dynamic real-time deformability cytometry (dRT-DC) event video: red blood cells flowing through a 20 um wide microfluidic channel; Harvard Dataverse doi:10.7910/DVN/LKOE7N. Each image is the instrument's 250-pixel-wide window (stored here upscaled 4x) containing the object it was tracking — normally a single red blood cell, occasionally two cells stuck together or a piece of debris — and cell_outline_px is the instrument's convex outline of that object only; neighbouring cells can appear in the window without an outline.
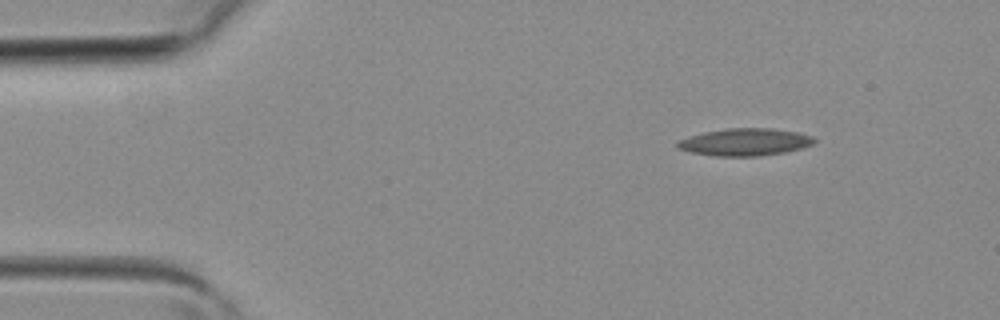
{"species": "common noctule bat (a hibernating species)", "species_latin": "Nyctalus noctula", "temperature_condition": "room temperature", "stored_images_in_passage": 4, "camera_frame_rate_fps": 3000, "um_per_image_px": 0.085, "animal": {"sex": "female", "body_mass_g": 19.3, "forearm_length_mm": 54.1}, "frame": {"image": 1, "passage_image": 1, "time_ms": 0.0, "image_size_px": [1000, 320], "cell_outline_px": [[816, 140], [812, 144], [804, 148], [784, 152], [760, 156], [716, 156], [692, 152], [676, 148], [676, 144], [680, 140], [704, 132], [728, 128], [772, 128], [796, 132], [812, 136]], "centroid_in_image_um": [63.35, 12.08], "position_along_channel_um": 21.6, "area_um2": 21.62}}
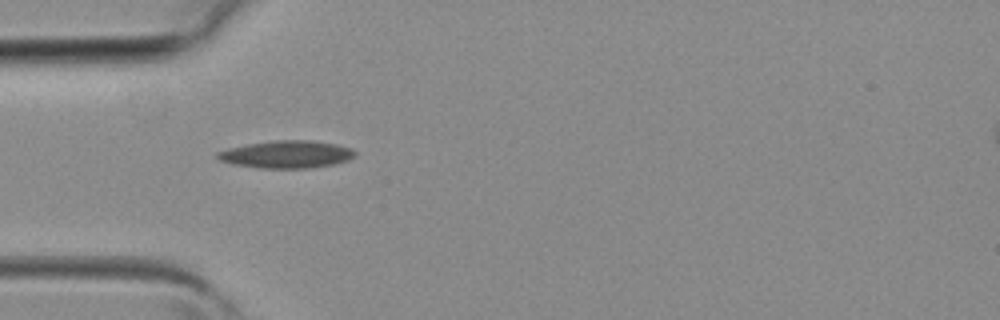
{"frame": {"image": 2, "passage_image": 3, "time_ms": 0.667, "image_size_px": [1000, 320], "cell_outline_px": [[356, 156], [348, 160], [332, 164], [308, 168], [260, 168], [232, 164], [220, 160], [216, 156], [216, 152], [228, 148], [248, 144], [272, 140], [308, 140], [336, 144], [352, 148], [356, 152]], "centroid_in_image_um": [24.35, 13.11], "position_along_channel_um": 60.6, "area_um2": 22.02}}
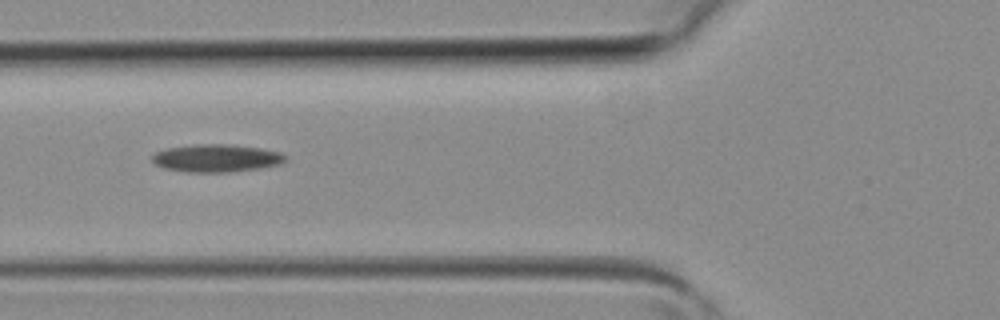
{"frame": {"image": 3, "passage_image": 4, "time_ms": 1.0, "image_size_px": [1000, 320], "cell_outline_px": [[288, 160], [280, 164], [260, 168], [224, 172], [188, 172], [164, 168], [152, 164], [152, 156], [156, 152], [168, 148], [196, 144], [228, 144], [260, 148], [280, 152], [288, 156]], "centroid_in_image_um": [18.4, 13.44], "position_along_channel_um": 107.4, "area_um2": 21.56}}